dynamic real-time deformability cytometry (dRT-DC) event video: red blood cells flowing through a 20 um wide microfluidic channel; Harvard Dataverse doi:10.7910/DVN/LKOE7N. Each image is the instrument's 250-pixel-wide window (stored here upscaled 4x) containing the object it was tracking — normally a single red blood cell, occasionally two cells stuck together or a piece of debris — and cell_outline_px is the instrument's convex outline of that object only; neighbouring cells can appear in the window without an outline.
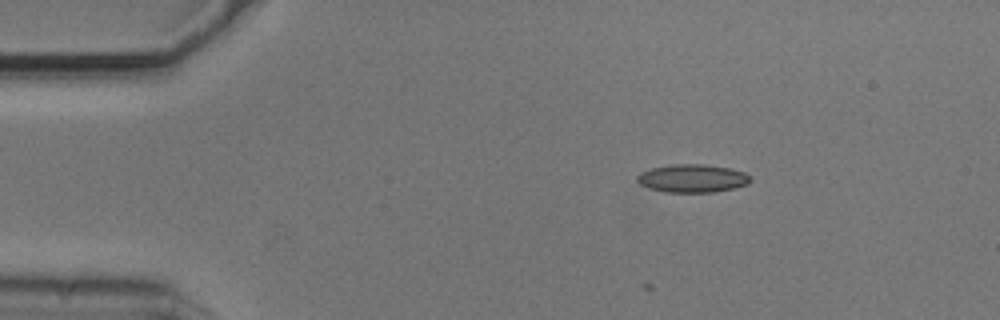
{"species": "common noctule bat (a hibernating species)", "species_latin": "Nyctalus noctula", "temperature_condition": "cold", "stored_images_in_passage": 2, "camera_frame_rate_fps": 3000, "um_per_image_px": 0.085, "animal": {"sex": "male", "body_mass_g": 20.5, "forearm_length_mm": 52.5}, "frame": {"image": 1, "passage_image": 2, "time_ms": 0.333, "image_size_px": [1000, 320], "cell_outline_px": [[752, 180], [748, 184], [732, 188], [712, 192], [664, 192], [648, 188], [640, 184], [636, 180], [636, 176], [640, 172], [652, 168], [672, 164], [704, 164], [728, 168], [744, 172]], "centroid_in_image_um": [58.81, 15.16], "position_along_channel_um": 26.2, "area_um2": 18.5}}